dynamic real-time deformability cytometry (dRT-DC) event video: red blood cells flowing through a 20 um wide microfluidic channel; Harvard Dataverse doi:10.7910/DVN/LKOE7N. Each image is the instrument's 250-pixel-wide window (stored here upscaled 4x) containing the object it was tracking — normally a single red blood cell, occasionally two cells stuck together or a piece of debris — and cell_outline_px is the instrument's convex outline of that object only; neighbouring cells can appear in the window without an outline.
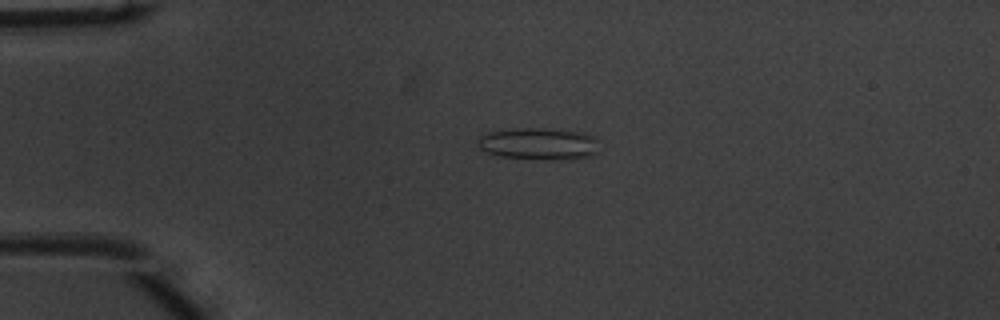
{"species": "common noctule bat (a hibernating species)", "species_latin": "Nyctalus noctula", "temperature_condition": "warm", "stored_images_in_passage": 39, "camera_frame_rate_fps": 3000, "um_per_image_px": 0.085, "animal": {"sex": "male", "body_mass_g": 20.1, "forearm_length_mm": 53.5}, "frame": {"image": 1, "passage_image": 1, "time_ms": 0.0, "image_size_px": [1000, 320], "cell_outline_px": [[596, 152], [592, 156], [572, 160], [540, 160], [500, 156], [488, 152], [480, 148], [480, 136], [492, 132], [516, 128], [544, 128], [584, 132], [596, 136]], "centroid_in_image_um": [45.88, 12.24], "position_along_channel_um": 39.1, "area_um2": 22.72}}
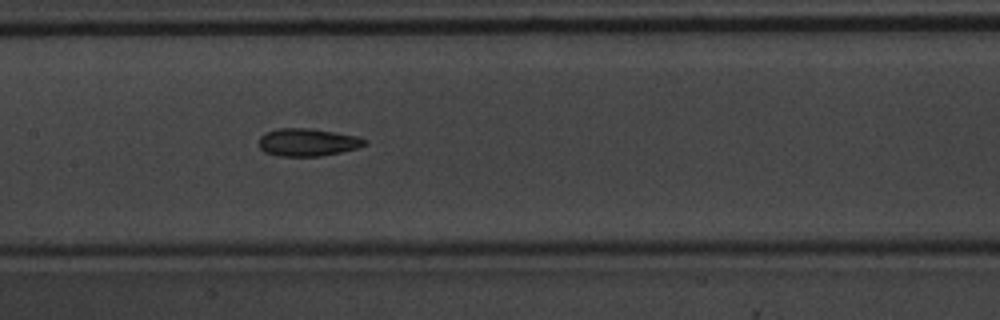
{"frame": {"image": 2, "passage_image": 14, "time_ms": 4.333, "image_size_px": [1000, 320], "cell_outline_px": [[368, 144], [356, 148], [340, 152], [320, 156], [280, 156], [264, 152], [256, 144], [260, 136], [264, 132], [280, 128], [312, 128], [356, 136], [368, 140]], "centroid_in_image_um": [26.1, 12.09], "position_along_channel_um": 181.3, "area_um2": 17.22}}
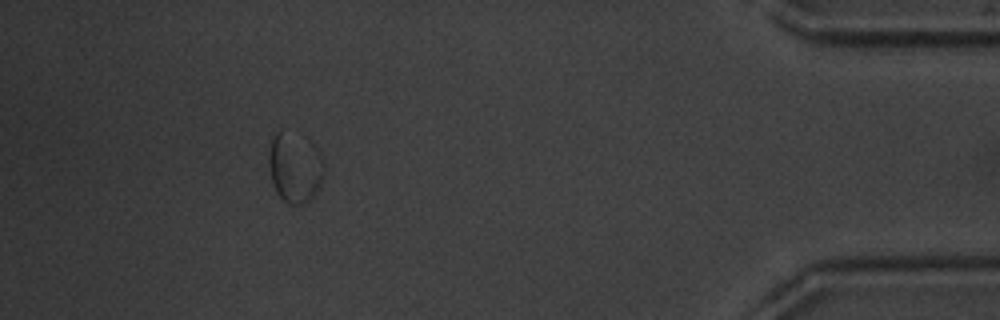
{"frame": {"image": 3, "passage_image": 35, "time_ms": 11.333, "image_size_px": [1000, 320], "cell_outline_px": [[324, 176], [316, 192], [304, 204], [288, 204], [276, 192], [272, 180], [268, 164], [268, 160], [272, 136], [280, 128], [312, 140], [320, 152], [324, 164]], "centroid_in_image_um": [25.07, 14.18], "position_along_channel_um": 410.1, "area_um2": 23.0}, "authors_computed_cell_mechanics": {"area_um2": 17.2822, "velocity_mm_per_s": 4.0266, "shape_relaxation_time_tau1_ms": 5.0839, "shape_relaxation_time_tau2_ms": 3.1617, "deformation_change_tau1": 0.0929, "deformation_change_tau2": 0.0849}}